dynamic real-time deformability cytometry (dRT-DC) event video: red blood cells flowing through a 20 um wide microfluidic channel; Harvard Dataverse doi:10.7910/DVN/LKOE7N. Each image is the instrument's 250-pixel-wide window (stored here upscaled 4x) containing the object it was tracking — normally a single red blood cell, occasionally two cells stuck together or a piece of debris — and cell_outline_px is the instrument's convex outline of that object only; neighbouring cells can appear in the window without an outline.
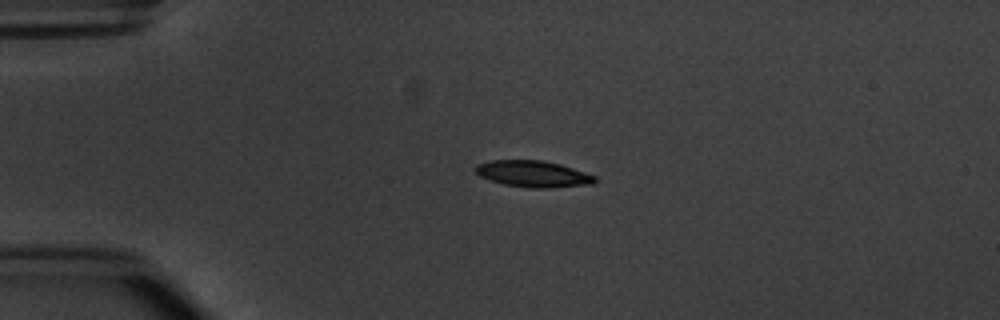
{"species": "common noctule bat (a hibernating species)", "species_latin": "Nyctalus noctula", "temperature_condition": "warm", "stored_images_in_passage": 5, "camera_frame_rate_fps": 3000, "um_per_image_px": 0.085, "animal": {"sex": "male", "body_mass_g": 20.1, "forearm_length_mm": 53.5}, "frame": {"image": 1, "passage_image": 4, "time_ms": 3.667, "image_size_px": [1000, 320], "cell_outline_px": [[596, 180], [592, 184], [548, 188], [532, 188], [504, 184], [480, 176], [476, 172], [476, 164], [492, 160], [544, 160], [560, 164], [596, 176]], "centroid_in_image_um": [45.33, 14.77], "position_along_channel_um": 39.7, "area_um2": 18.21}}